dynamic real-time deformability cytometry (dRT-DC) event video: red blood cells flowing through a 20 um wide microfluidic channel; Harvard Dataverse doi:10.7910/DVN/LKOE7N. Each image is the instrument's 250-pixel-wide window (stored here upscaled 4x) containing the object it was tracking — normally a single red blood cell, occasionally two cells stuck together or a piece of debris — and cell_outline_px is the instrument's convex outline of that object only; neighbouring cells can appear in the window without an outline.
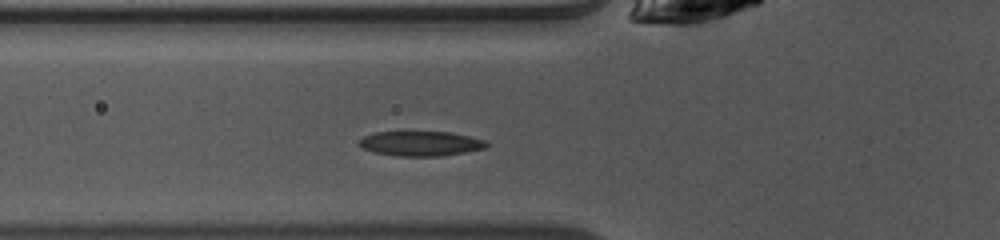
{"species": "common noctule bat (a hibernating species)", "species_latin": "Nyctalus noctula", "temperature_condition": "warm", "stored_images_in_passage": 35, "camera_frame_rate_fps": 3000, "um_per_image_px": 0.085, "animal": {"sex": "female", "body_mass_g": 10.0, "forearm_length_mm": 53.1}, "frame": {"image": 1, "passage_image": 4, "time_ms": 1.0, "image_size_px": [1000, 240], "cell_outline_px": [[488, 144], [484, 148], [464, 152], [440, 156], [396, 156], [372, 152], [364, 148], [360, 144], [360, 140], [364, 136], [376, 132], [452, 132], [484, 140]], "centroid_in_image_um": [35.74, 12.2], "position_along_channel_um": 90.1, "area_um2": 18.15}}
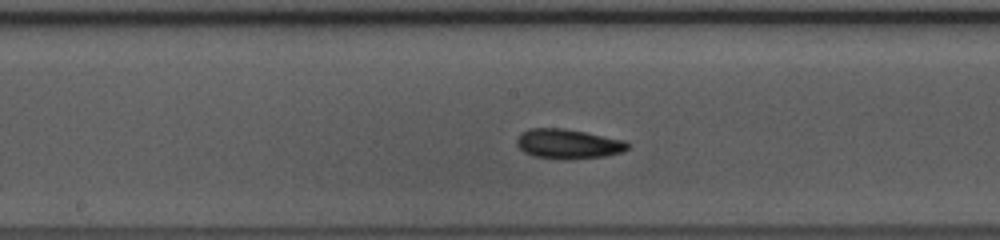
{"frame": {"image": 2, "passage_image": 12, "time_ms": 3.667, "image_size_px": [1000, 240], "cell_outline_px": [[632, 144], [624, 152], [604, 156], [572, 160], [568, 160], [532, 156], [524, 152], [516, 144], [516, 140], [528, 128], [564, 128], [624, 140]], "centroid_in_image_um": [48.32, 12.24], "position_along_channel_um": 199.9, "area_um2": 19.31}}
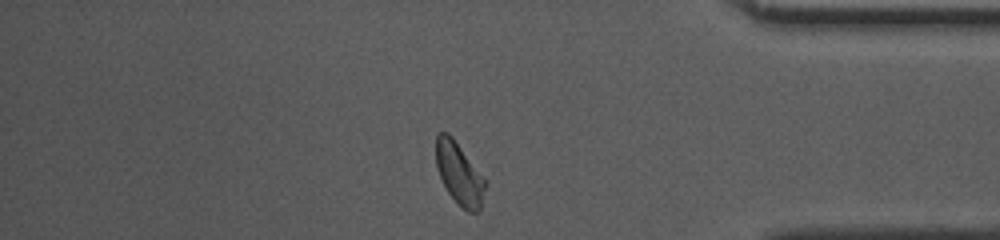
{"frame": {"image": 3, "passage_image": 28, "time_ms": 9.0, "image_size_px": [1000, 240], "cell_outline_px": [[484, 188], [480, 212], [468, 212], [448, 192], [436, 168], [436, 132], [448, 132], [452, 136], [484, 180]], "centroid_in_image_um": [38.99, 14.73], "position_along_channel_um": 396.2, "area_um2": 17.11}, "authors_computed_cell_mechanics": {"area_um2": 18.207, "velocity_mm_per_s": 4.0812, "shape_relaxation_time_tau1_ms": 2.4434, "shape_relaxation_time_tau2_ms": 2.0885, "deformation_change_tau1": 0.1096, "deformation_change_tau2": 0.0716}}